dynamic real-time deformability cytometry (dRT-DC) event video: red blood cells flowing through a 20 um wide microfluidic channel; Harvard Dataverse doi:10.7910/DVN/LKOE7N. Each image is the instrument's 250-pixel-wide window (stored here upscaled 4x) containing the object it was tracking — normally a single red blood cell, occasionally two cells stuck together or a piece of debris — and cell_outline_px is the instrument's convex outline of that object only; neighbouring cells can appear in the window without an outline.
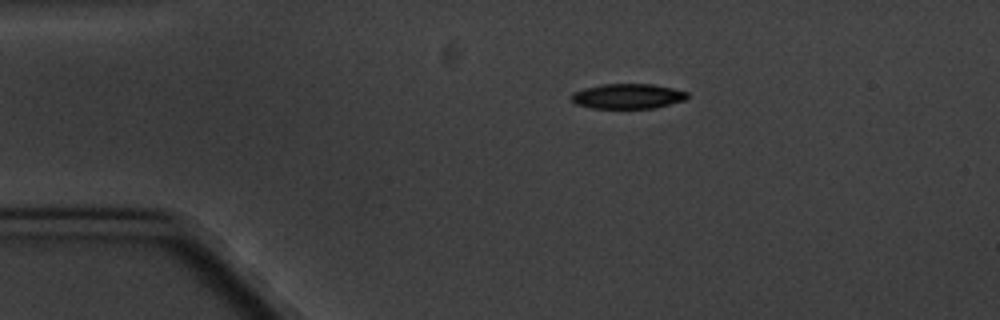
{"species": "common noctule bat (a hibernating species)", "species_latin": "Nyctalus noctula", "temperature_condition": "cold", "stored_images_in_passage": 6, "camera_frame_rate_fps": 3000, "um_per_image_px": 0.085, "animal": {"sex": "male", "body_mass_g": 20.1, "forearm_length_mm": 53.5}, "frame": {"image": 1, "passage_image": 1, "time_ms": 0.0, "image_size_px": [1000, 320], "cell_outline_px": [[688, 100], [656, 108], [592, 108], [576, 104], [572, 100], [572, 92], [584, 88], [600, 84], [652, 84], [672, 88], [688, 92]], "centroid_in_image_um": [53.39, 8.18], "position_along_channel_um": 31.6, "area_um2": 17.05}}
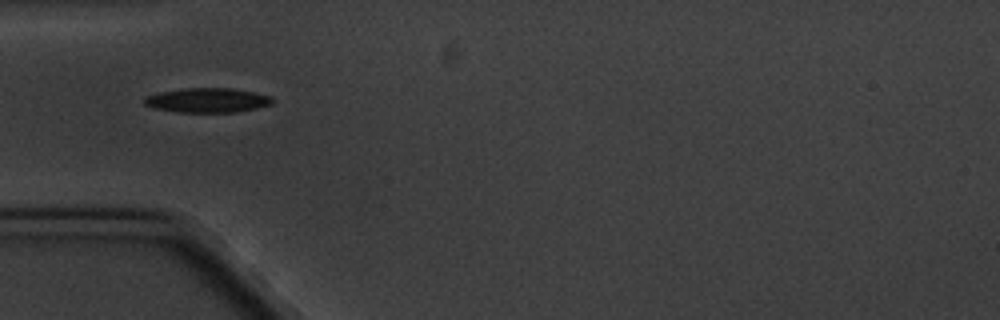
{"frame": {"image": 2, "passage_image": 3, "time_ms": 2.333, "image_size_px": [1000, 320], "cell_outline_px": [[276, 100], [272, 104], [256, 108], [236, 112], [176, 112], [152, 108], [144, 104], [144, 96], [160, 92], [184, 88], [232, 88], [272, 96]], "centroid_in_image_um": [17.63, 8.52], "position_along_channel_um": 67.4, "area_um2": 18.44}}